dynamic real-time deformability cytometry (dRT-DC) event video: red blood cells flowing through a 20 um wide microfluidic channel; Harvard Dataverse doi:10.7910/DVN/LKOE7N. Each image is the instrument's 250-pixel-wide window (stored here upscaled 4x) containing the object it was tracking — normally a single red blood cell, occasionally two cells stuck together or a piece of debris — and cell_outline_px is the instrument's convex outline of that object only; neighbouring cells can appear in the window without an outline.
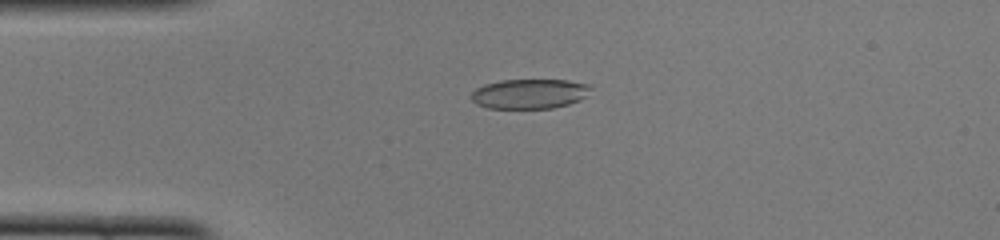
{"species": "common noctule bat (a hibernating species)", "species_latin": "Nyctalus noctula", "temperature_condition": "cold", "stored_images_in_passage": 48, "camera_frame_rate_fps": 3000, "um_per_image_px": 0.085, "animal": {"sex": "female", "body_mass_g": 22.0, "forearm_length_mm": 56.7}, "frame": {"image": 1, "passage_image": 11, "time_ms": 3.333, "image_size_px": [1000, 240], "cell_outline_px": [[592, 88], [580, 100], [568, 104], [552, 108], [488, 108], [476, 104], [472, 100], [472, 92], [476, 88], [484, 84], [500, 80], [568, 80], [592, 84]], "centroid_in_image_um": [45.02, 7.96], "position_along_channel_um": 40.0, "area_um2": 20.75}}
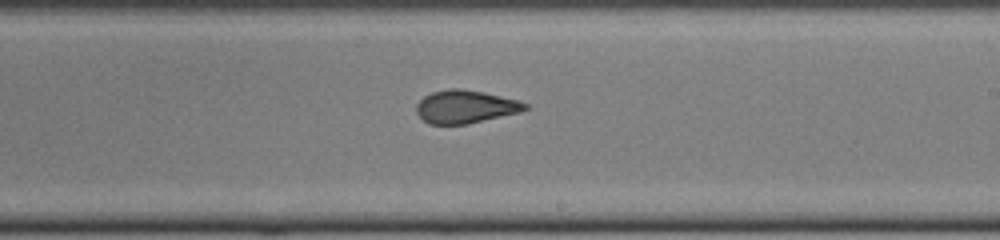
{"frame": {"image": 2, "passage_image": 28, "time_ms": 9.0, "image_size_px": [1000, 240], "cell_outline_px": [[528, 108], [520, 112], [468, 124], [428, 124], [416, 112], [416, 104], [424, 96], [432, 92], [448, 88], [460, 88], [484, 92], [516, 100], [528, 104]], "centroid_in_image_um": [39.53, 9.07], "position_along_channel_um": 249.5, "area_um2": 20.87}}
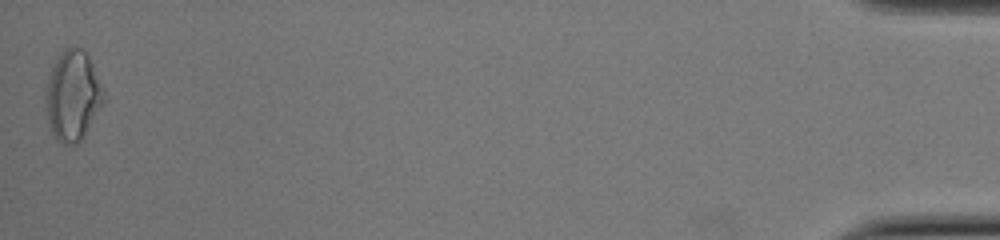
{"frame": {"image": 3, "passage_image": 48, "time_ms": 15.667, "image_size_px": [1000, 240], "cell_outline_px": [[104, 104], [84, 136], [76, 144], [64, 144], [56, 136], [48, 120], [44, 100], [48, 76], [52, 64], [56, 56], [64, 48], [80, 48], [88, 56], [104, 92]], "centroid_in_image_um": [6.17, 8.11], "position_along_channel_um": 429.0, "area_um2": 30.17}, "authors_computed_cell_mechanics": {"area_um2": 21.7617, "velocity_mm_per_s": 4.1095, "shape_relaxation_time_tau1_ms": 9.3403, "shape_relaxation_time_tau2_ms": 1.3428, "deformation_change_tau1": 0.2387, "deformation_change_tau2": 0.0794}}